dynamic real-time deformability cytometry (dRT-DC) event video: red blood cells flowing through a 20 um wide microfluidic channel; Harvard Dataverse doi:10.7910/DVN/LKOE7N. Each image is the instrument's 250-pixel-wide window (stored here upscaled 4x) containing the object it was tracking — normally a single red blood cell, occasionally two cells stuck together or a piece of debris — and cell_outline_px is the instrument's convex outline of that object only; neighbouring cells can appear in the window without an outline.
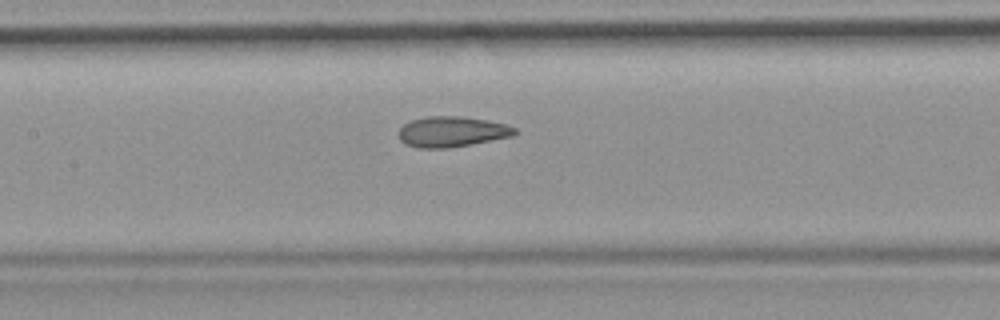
{"species": "common noctule bat (a hibernating species)", "species_latin": "Nyctalus noctula", "temperature_condition": "room temperature", "stored_images_in_passage": 49, "camera_frame_rate_fps": 3000, "um_per_image_px": 0.085, "animal": {"sex": "female", "body_mass_g": 19.9}, "frame": {"image": 1, "passage_image": 22, "time_ms": 7.0, "image_size_px": [1000, 320], "cell_outline_px": [[520, 132], [512, 136], [472, 144], [448, 148], [416, 148], [404, 144], [400, 140], [400, 128], [404, 124], [412, 120], [428, 116], [464, 116], [488, 120], [504, 124], [516, 128]], "centroid_in_image_um": [38.43, 11.2], "position_along_channel_um": 169.0, "area_um2": 20.75}, "authors_computed_cell_mechanics": {"area_um2": 21.2704, "velocity_mm_per_s": 3.9785, "shape_relaxation_time_tau1_ms": null, "shape_relaxation_time_tau2_ms": 1.695, "deformation_change_tau1": null, "deformation_change_tau2": 0.0787}}